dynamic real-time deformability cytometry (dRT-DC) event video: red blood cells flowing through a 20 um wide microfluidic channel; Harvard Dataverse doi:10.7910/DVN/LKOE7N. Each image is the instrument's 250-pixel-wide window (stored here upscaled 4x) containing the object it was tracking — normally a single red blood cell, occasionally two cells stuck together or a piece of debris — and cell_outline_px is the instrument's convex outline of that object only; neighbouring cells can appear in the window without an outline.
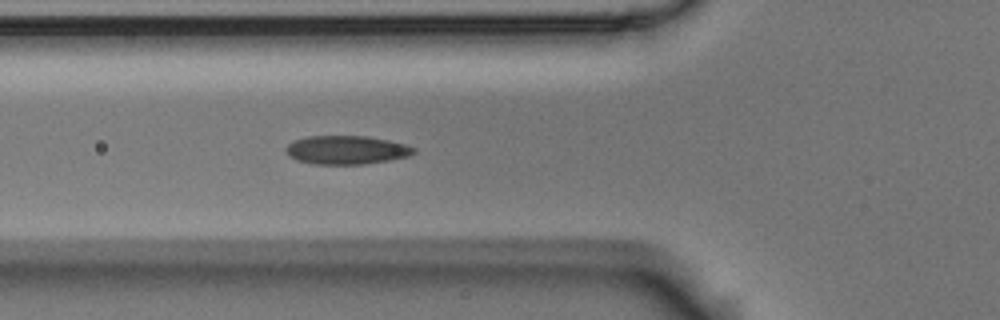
{"species": "Egyptian fruit bat (a non-hibernating species)", "species_latin": "Rousettus aegyptiacus", "temperature_condition": "room temperature", "stored_images_in_passage": 5, "camera_frame_rate_fps": 3000, "um_per_image_px": 0.085, "animal": {"sex": "male"}, "frame": {"image": 1, "passage_image": 5, "time_ms": 1.333, "image_size_px": [1000, 320], "cell_outline_px": [[416, 152], [408, 156], [388, 160], [364, 164], [312, 164], [296, 160], [288, 156], [284, 148], [288, 144], [296, 140], [308, 136], [368, 136], [388, 140], [404, 144], [416, 148]], "centroid_in_image_um": [29.42, 12.75], "position_along_channel_um": 96.4, "area_um2": 21.33}}